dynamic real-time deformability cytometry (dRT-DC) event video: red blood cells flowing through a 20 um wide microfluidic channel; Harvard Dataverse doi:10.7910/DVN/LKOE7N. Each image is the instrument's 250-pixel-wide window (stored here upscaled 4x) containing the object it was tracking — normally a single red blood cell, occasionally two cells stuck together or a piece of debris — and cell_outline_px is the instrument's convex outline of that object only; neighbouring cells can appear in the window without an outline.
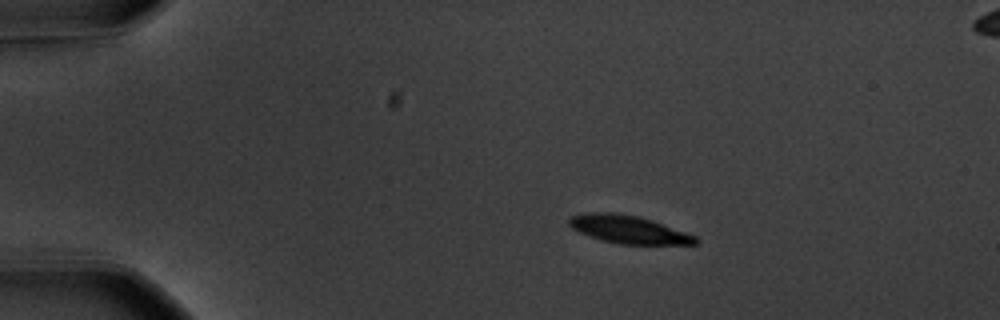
{"species": "common noctule bat (a hibernating species)", "species_latin": "Nyctalus noctula", "temperature_condition": "warm", "stored_images_in_passage": 47, "camera_frame_rate_fps": 3000, "um_per_image_px": 0.085, "animal": {"sex": "male", "body_mass_g": 20.1, "forearm_length_mm": 53.5}, "frame": {"image": 1, "passage_image": 1, "time_ms": 0.0, "image_size_px": [1000, 320], "cell_outline_px": [[700, 244], [620, 244], [600, 240], [588, 236], [572, 228], [568, 224], [568, 220], [572, 216], [584, 212], [612, 212], [636, 216], [652, 220], [696, 236], [700, 240]], "centroid_in_image_um": [53.41, 19.5], "position_along_channel_um": 31.6, "area_um2": 20.58}}
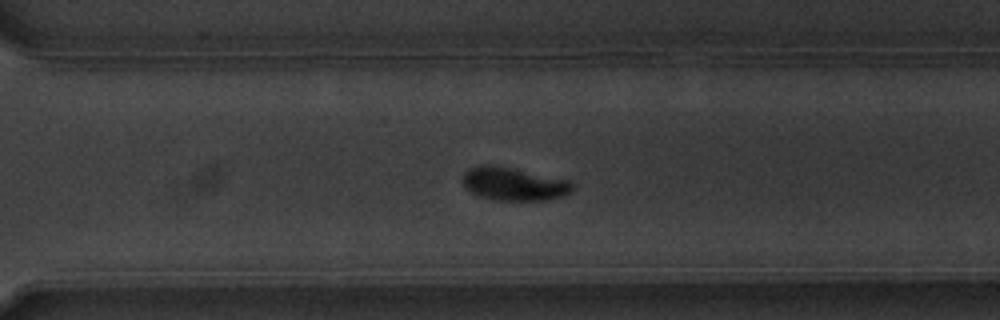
{"frame": {"image": 2, "passage_image": 31, "time_ms": 10.0, "image_size_px": [1000, 320], "cell_outline_px": [[576, 184], [572, 192], [548, 200], [492, 200], [480, 196], [464, 188], [464, 172], [468, 168], [480, 164], [488, 164], [512, 168], [572, 180]], "centroid_in_image_um": [43.71, 15.63], "position_along_channel_um": 326.9, "area_um2": 21.44}}
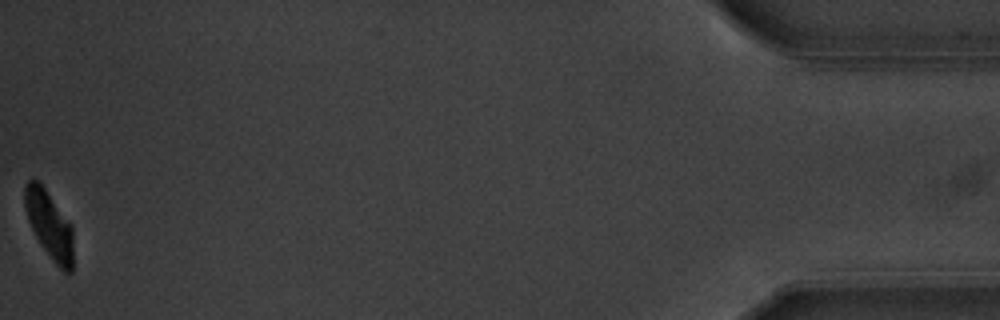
{"frame": {"image": 3, "passage_image": 47, "time_ms": 15.333, "image_size_px": [1000, 320], "cell_outline_px": [[72, 272], [64, 272], [52, 260], [40, 244], [28, 220], [24, 208], [24, 184], [32, 176], [44, 188], [72, 224]], "centroid_in_image_um": [4.17, 19.08], "position_along_channel_um": 431.0, "area_um2": 19.07}, "authors_computed_cell_mechanics": {"area_um2": 21.4438, "velocity_mm_per_s": 3.591, "shape_relaxation_time_tau1_ms": 2.2481, "shape_relaxation_time_tau2_ms": null, "deformation_change_tau1": 0.1529, "deformation_change_tau2": null}}